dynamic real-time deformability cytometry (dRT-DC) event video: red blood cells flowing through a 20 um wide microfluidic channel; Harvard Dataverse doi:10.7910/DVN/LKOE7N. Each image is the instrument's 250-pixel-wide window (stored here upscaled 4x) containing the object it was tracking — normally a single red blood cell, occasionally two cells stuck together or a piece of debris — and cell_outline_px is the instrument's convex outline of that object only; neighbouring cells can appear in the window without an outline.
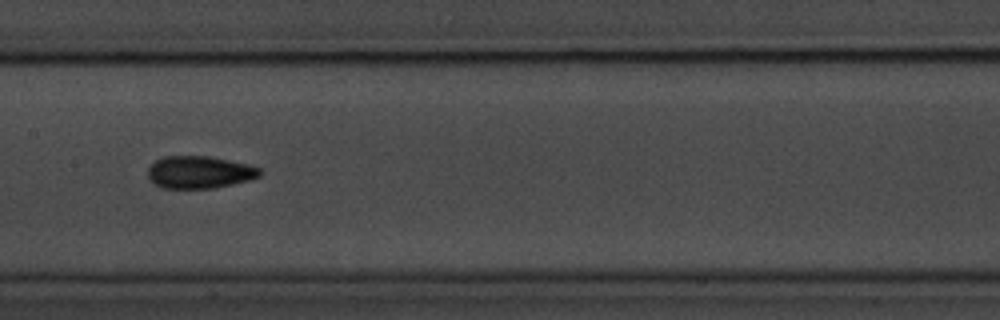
{"species": "common noctule bat (a hibernating species)", "species_latin": "Nyctalus noctula", "temperature_condition": "room temperature", "stored_images_in_passage": 26, "camera_frame_rate_fps": 3000, "um_per_image_px": 0.085, "animal": {"sex": "male", "body_mass_g": 20.1, "forearm_length_mm": 53.5}, "frame": {"image": 1, "passage_image": 15, "time_ms": 4.667, "image_size_px": [1000, 320], "cell_outline_px": [[264, 172], [260, 176], [248, 180], [232, 184], [212, 188], [160, 188], [152, 184], [148, 180], [148, 168], [156, 160], [164, 156], [208, 156], [248, 164], [260, 168]], "centroid_in_image_um": [16.93, 14.64], "position_along_channel_um": 190.5, "area_um2": 21.27}}